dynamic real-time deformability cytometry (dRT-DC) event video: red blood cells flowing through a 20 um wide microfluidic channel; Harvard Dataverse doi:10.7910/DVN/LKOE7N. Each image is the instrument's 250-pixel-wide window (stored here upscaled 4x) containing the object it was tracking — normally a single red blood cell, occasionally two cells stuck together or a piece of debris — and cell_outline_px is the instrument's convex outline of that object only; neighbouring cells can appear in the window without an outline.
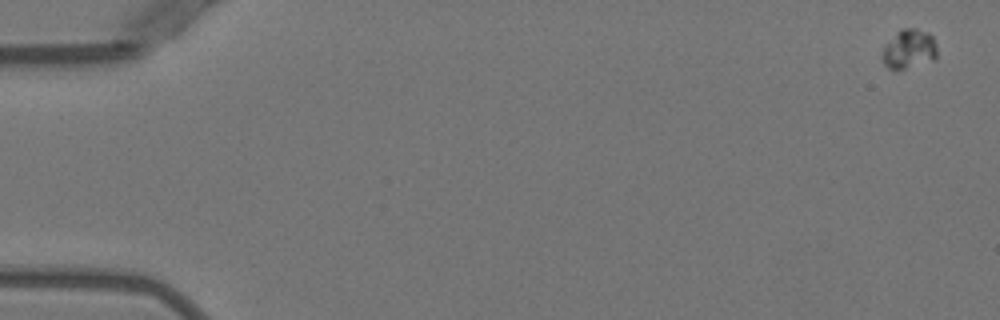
{"species": "Egyptian fruit bat (a non-hibernating species)", "species_latin": "Rousettus aegyptiacus", "temperature_condition": "warm", "stored_images_in_passage": 7, "camera_frame_rate_fps": 3000, "um_per_image_px": 0.085, "animal": {"sex": "female"}, "frame": {"image": 1, "passage_image": 1, "time_ms": 0.0, "image_size_px": [1000, 320], "cell_outline_px": [[936, 60], [904, 68], [888, 68], [880, 60], [880, 52], [884, 44], [900, 28], [916, 28], [928, 32], [932, 36], [936, 44]], "centroid_in_image_um": [77.22, 4.15], "position_along_channel_um": 7.8, "area_um2": 12.83}}